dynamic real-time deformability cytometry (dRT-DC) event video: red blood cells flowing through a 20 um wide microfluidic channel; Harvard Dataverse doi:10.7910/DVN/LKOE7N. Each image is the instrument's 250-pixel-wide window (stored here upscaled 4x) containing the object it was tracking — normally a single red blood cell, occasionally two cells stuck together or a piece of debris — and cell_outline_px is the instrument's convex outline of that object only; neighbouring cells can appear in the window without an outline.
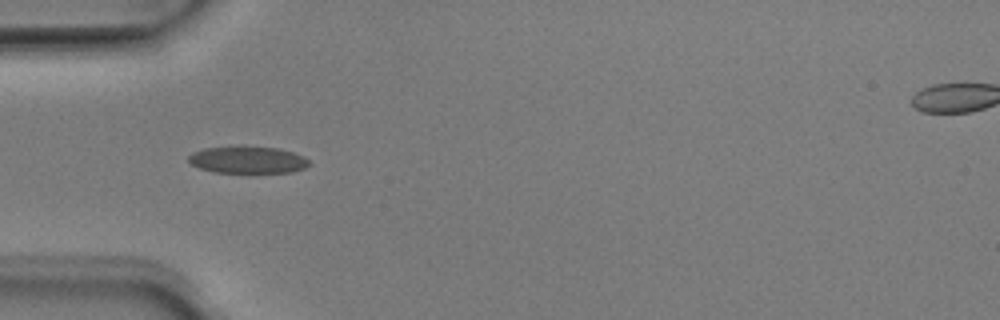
{"species": "Egyptian fruit bat (a non-hibernating species)", "species_latin": "Rousettus aegyptiacus", "temperature_condition": "room temperature", "stored_images_in_passage": 36, "camera_frame_rate_fps": 3000, "um_per_image_px": 0.085, "animal": {"sex": "male"}, "frame": {"image": 1, "passage_image": 1, "time_ms": 0.0, "image_size_px": [1000, 320], "cell_outline_px": [[312, 164], [304, 168], [292, 172], [212, 172], [200, 168], [192, 164], [188, 160], [188, 156], [192, 152], [204, 148], [236, 144], [244, 144], [280, 148], [304, 156]], "centroid_in_image_um": [21.04, 13.54], "position_along_channel_um": 64.0, "area_um2": 19.65}}
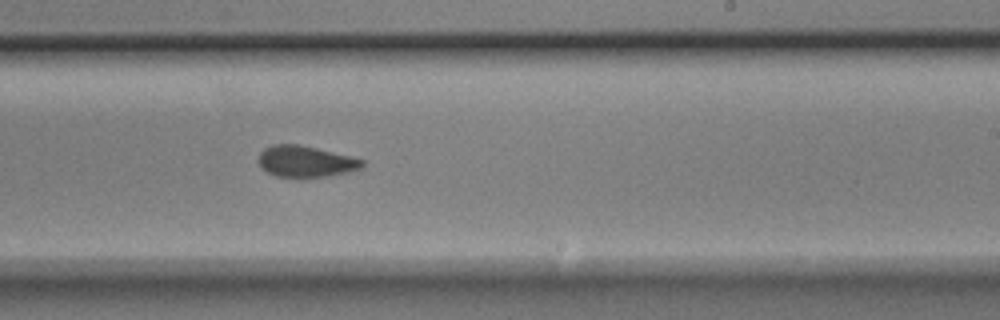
{"frame": {"image": 2, "passage_image": 16, "time_ms": 5.0, "image_size_px": [1000, 320], "cell_outline_px": [[364, 168], [348, 172], [328, 176], [276, 176], [260, 168], [256, 160], [260, 152], [264, 148], [272, 144], [300, 144], [364, 160]], "centroid_in_image_um": [25.93, 13.71], "position_along_channel_um": 263.1, "area_um2": 18.84}}
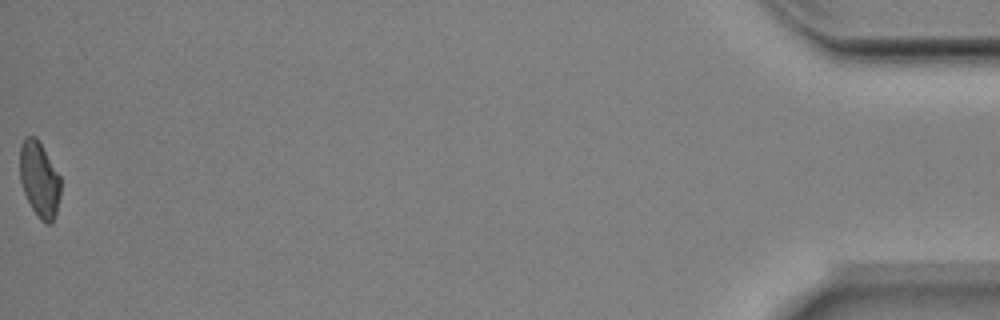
{"frame": {"image": 3, "passage_image": 36, "time_ms": 11.667, "image_size_px": [1000, 320], "cell_outline_px": [[60, 196], [56, 212], [52, 224], [44, 224], [40, 220], [32, 208], [24, 192], [20, 180], [20, 144], [24, 136], [36, 136], [60, 176]], "centroid_in_image_um": [3.34, 15.25], "position_along_channel_um": 431.9, "area_um2": 17.98}, "authors_computed_cell_mechanics": {"area_um2": 19.3052, "velocity_mm_per_s": 4.0172, "shape_relaxation_time_tau1_ms": null, "shape_relaxation_time_tau2_ms": 2.3133, "deformation_change_tau1": null, "deformation_change_tau2": 0.0742}}